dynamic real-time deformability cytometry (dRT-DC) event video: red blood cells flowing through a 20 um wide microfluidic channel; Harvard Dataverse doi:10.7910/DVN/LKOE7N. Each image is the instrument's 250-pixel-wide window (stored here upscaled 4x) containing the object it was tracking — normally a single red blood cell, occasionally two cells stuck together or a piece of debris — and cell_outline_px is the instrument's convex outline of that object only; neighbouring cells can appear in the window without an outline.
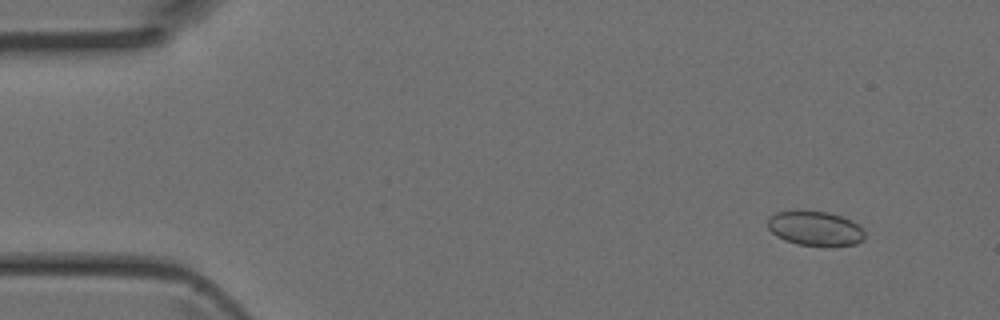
{"species": "Egyptian fruit bat (a non-hibernating species)", "species_latin": "Rousettus aegyptiacus", "temperature_condition": "room temperature", "stored_images_in_passage": 4, "camera_frame_rate_fps": 3000, "um_per_image_px": 0.085, "animal": {"sex": "female"}, "frame": {"image": 1, "passage_image": 2, "time_ms": 0.333, "image_size_px": [1000, 320], "cell_outline_px": [[864, 240], [856, 244], [796, 244], [784, 240], [776, 236], [768, 228], [768, 220], [776, 212], [828, 212], [840, 216], [856, 224], [864, 232]], "centroid_in_image_um": [69.26, 19.42], "position_along_channel_um": 15.7, "area_um2": 18.61}}
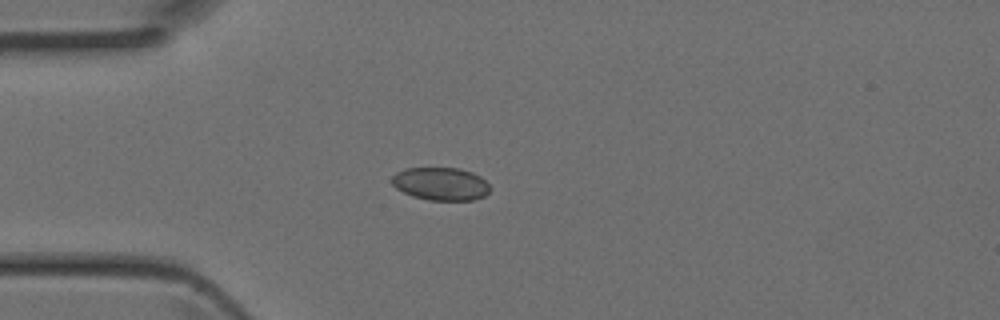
{"frame": {"image": 2, "passage_image": 4, "time_ms": 1.0, "image_size_px": [1000, 320], "cell_outline_px": [[492, 188], [484, 196], [472, 200], [428, 200], [412, 196], [396, 188], [392, 184], [392, 176], [396, 172], [404, 168], [460, 168], [472, 172], [480, 176]], "centroid_in_image_um": [37.46, 15.62], "position_along_channel_um": 47.5, "area_um2": 18.9}}